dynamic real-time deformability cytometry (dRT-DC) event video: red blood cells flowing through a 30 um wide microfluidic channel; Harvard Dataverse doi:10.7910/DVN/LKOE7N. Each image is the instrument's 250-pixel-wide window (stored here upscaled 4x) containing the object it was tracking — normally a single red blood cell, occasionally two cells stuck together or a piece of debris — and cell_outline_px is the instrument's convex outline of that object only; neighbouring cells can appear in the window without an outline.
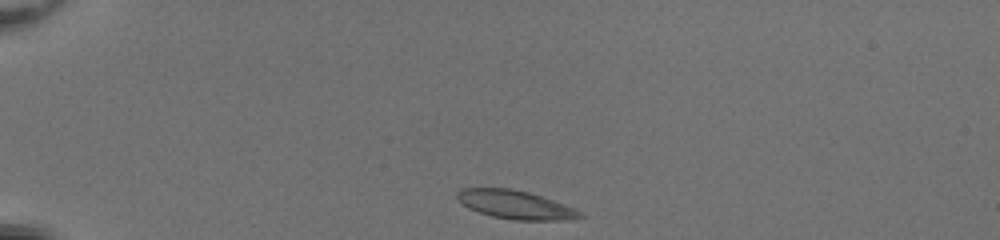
{"species": "common noctule bat (a hibernating species)", "species_latin": "Nyctalus noctula", "temperature_condition": "room temperature", "stored_images_in_passage": 39, "camera_frame_rate_fps": 3000, "um_per_image_px": 0.085, "animal": {"sex": "female", "body_mass_g": 20.0, "forearm_length_mm": 54.0}, "frame": {"image": 1, "passage_image": 1, "time_ms": 0.0, "image_size_px": [1000, 240], "cell_outline_px": [[584, 216], [568, 220], [512, 220], [492, 216], [468, 208], [456, 196], [456, 192], [460, 188], [512, 188], [528, 192], [552, 200], [572, 208], [580, 212]], "centroid_in_image_um": [43.77, 17.39], "position_along_channel_um": 41.2, "area_um2": 20.11}}
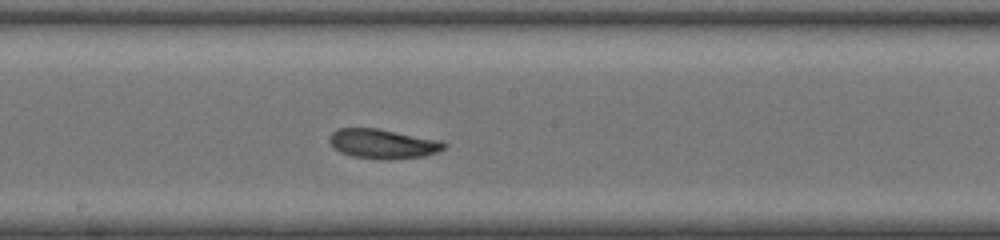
{"frame": {"image": 2, "passage_image": 18, "time_ms": 5.667, "image_size_px": [1000, 240], "cell_outline_px": [[448, 144], [444, 148], [436, 152], [424, 156], [352, 156], [340, 152], [328, 140], [328, 136], [336, 128], [376, 128], [444, 140]], "centroid_in_image_um": [32.55, 12.15], "position_along_channel_um": 215.7, "area_um2": 18.84}}
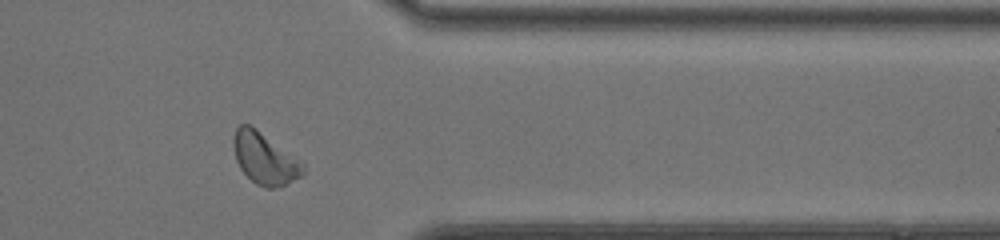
{"frame": {"image": 3, "passage_image": 31, "time_ms": 10.0, "image_size_px": [1000, 240], "cell_outline_px": [[304, 172], [300, 176], [284, 184], [272, 188], [264, 188], [256, 184], [240, 168], [236, 160], [232, 144], [232, 140], [236, 128], [240, 124], [248, 124], [256, 128], [304, 164]], "centroid_in_image_um": [22.45, 13.46], "position_along_channel_um": 389.0, "area_um2": 20.46}, "authors_computed_cell_mechanics": {"area_um2": 20.1144, "velocity_mm_per_s": 4.1301, "shape_relaxation_time_tau1_ms": 9.203, "shape_relaxation_time_tau2_ms": 2.8513, "deformation_change_tau1": 0.1966, "deformation_change_tau2": 0.1043}}